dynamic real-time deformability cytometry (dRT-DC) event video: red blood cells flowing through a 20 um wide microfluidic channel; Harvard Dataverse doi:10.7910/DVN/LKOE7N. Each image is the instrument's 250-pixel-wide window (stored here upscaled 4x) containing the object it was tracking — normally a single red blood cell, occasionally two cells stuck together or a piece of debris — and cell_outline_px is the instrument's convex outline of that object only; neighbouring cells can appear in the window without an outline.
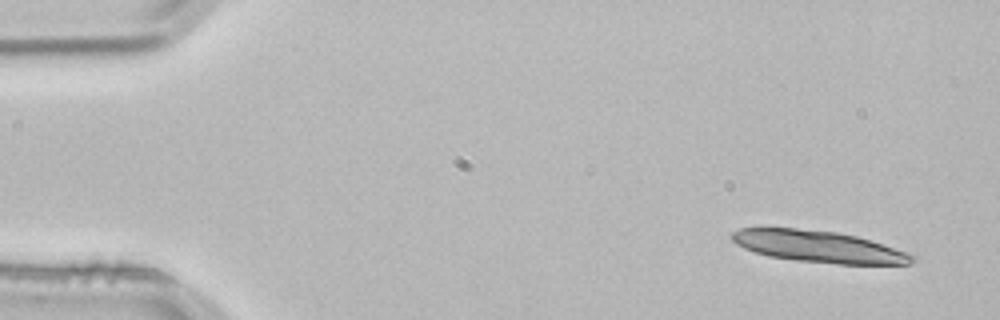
{"species": "common noctule bat (a hibernating species)", "species_latin": "Nyctalus noctula", "temperature_condition": "room temperature", "stored_images_in_passage": 4, "camera_frame_rate_fps": 3000, "um_per_image_px": 0.085, "animal": {"sex": "male", "body_mass_g": 21.5, "forearm_length_mm": 52.0}, "frame": {"image": 1, "passage_image": 1, "time_ms": 0.0, "image_size_px": [1000, 320], "cell_outline_px": [[916, 260], [908, 264], [836, 264], [796, 260], [768, 256], [744, 248], [736, 244], [732, 240], [732, 232], [740, 228], [764, 224], [836, 232], [856, 236], [916, 256]], "centroid_in_image_um": [69.42, 20.91], "position_along_channel_um": 15.6, "area_um2": 33.76}}